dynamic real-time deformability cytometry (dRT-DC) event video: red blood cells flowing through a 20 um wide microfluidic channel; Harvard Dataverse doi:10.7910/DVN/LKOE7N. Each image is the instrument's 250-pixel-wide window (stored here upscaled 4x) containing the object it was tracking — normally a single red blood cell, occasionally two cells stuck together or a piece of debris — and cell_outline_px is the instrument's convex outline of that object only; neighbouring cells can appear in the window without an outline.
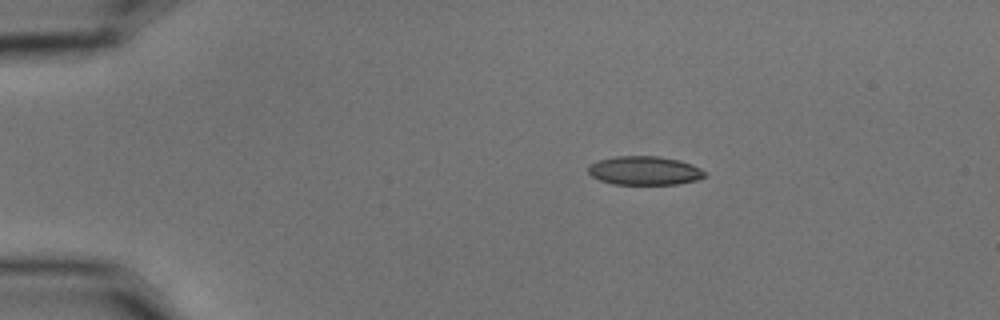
{"species": "common noctule bat (a hibernating species)", "species_latin": "Nyctalus noctula", "temperature_condition": "cold", "stored_images_in_passage": 3, "camera_frame_rate_fps": 3000, "um_per_image_px": 0.085, "animal": {"sex": "male", "body_mass_g": 15.6}, "frame": {"image": 1, "passage_image": 1, "time_ms": 0.0, "image_size_px": [1000, 320], "cell_outline_px": [[708, 176], [696, 180], [676, 184], [612, 184], [600, 180], [592, 176], [588, 172], [588, 168], [592, 164], [600, 160], [616, 156], [656, 156], [680, 160], [692, 164], [700, 168]], "centroid_in_image_um": [54.81, 14.5], "position_along_channel_um": 30.2, "area_um2": 19.42}}
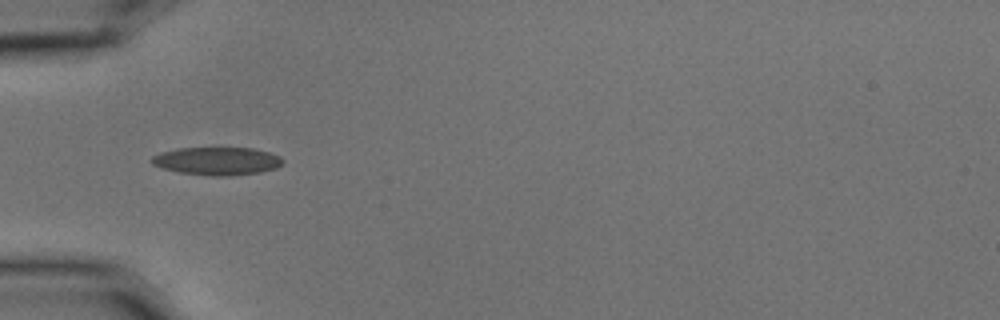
{"frame": {"image": 2, "passage_image": 3, "time_ms": 0.667, "image_size_px": [1000, 320], "cell_outline_px": [[284, 160], [276, 168], [260, 172], [228, 176], [212, 176], [180, 172], [164, 168], [152, 164], [148, 160], [152, 156], [160, 152], [176, 148], [252, 148], [268, 152], [280, 156]], "centroid_in_image_um": [18.42, 13.68], "position_along_channel_um": 66.6, "area_um2": 21.33}}